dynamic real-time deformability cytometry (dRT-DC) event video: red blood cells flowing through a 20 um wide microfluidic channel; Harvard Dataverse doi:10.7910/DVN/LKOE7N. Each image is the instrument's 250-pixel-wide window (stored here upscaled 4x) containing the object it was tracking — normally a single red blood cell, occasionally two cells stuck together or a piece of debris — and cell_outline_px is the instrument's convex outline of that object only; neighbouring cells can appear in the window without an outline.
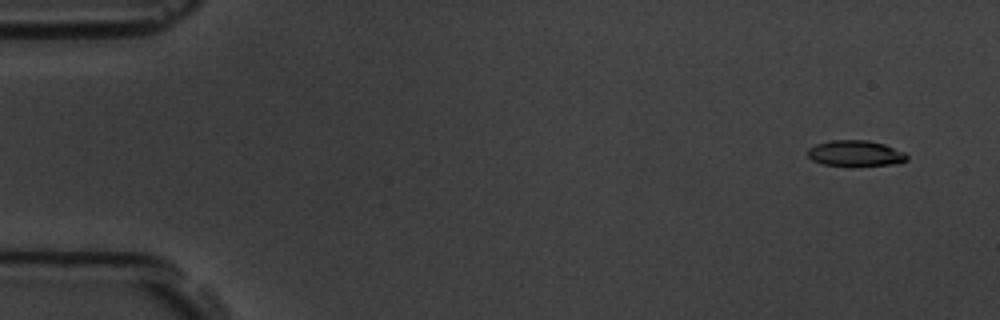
{"species": "common noctule bat (a hibernating species)", "species_latin": "Nyctalus noctula", "temperature_condition": "room temperature", "stored_images_in_passage": 9, "camera_frame_rate_fps": 3000, "um_per_image_px": 0.085, "animal": {"sex": "male", "body_mass_g": 19.5, "forearm_length_mm": 54.6}, "frame": {"image": 1, "passage_image": 2, "time_ms": 1.0, "image_size_px": [1000, 320], "cell_outline_px": [[908, 160], [892, 164], [852, 168], [824, 164], [812, 160], [808, 156], [808, 148], [816, 144], [832, 140], [868, 140], [884, 144], [904, 152], [908, 156]], "centroid_in_image_um": [72.71, 13.06], "position_along_channel_um": 12.3, "area_um2": 15.37}}
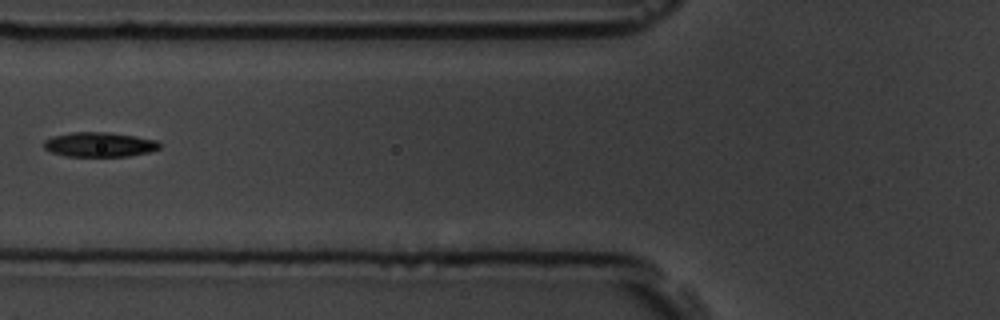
{"frame": {"image": 2, "passage_image": 7, "time_ms": 7.0, "image_size_px": [1000, 320], "cell_outline_px": [[160, 148], [148, 152], [128, 156], [64, 156], [52, 152], [44, 148], [44, 140], [52, 136], [72, 132], [108, 132], [136, 136], [156, 140], [160, 144]], "centroid_in_image_um": [8.44, 12.28], "position_along_channel_um": 117.4, "area_um2": 16.59}}
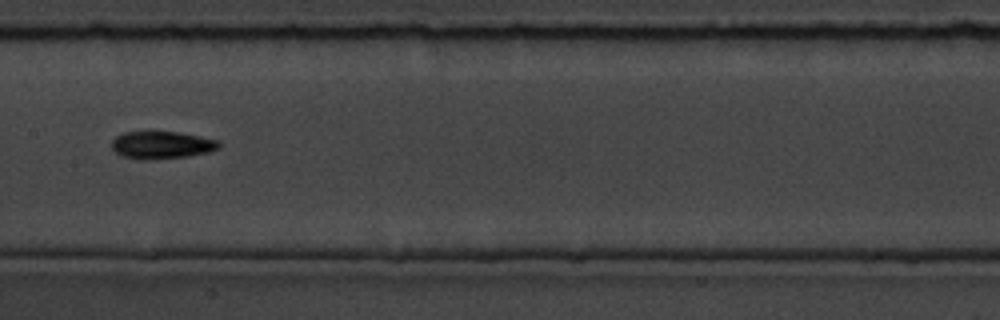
{"frame": {"image": 3, "passage_image": 9, "time_ms": 9.0, "image_size_px": [1000, 320], "cell_outline_px": [[220, 148], [208, 152], [188, 156], [148, 160], [140, 160], [120, 156], [112, 148], [112, 140], [116, 136], [124, 132], [180, 132], [220, 140]], "centroid_in_image_um": [13.75, 12.33], "position_along_channel_um": 193.6, "area_um2": 17.34}}